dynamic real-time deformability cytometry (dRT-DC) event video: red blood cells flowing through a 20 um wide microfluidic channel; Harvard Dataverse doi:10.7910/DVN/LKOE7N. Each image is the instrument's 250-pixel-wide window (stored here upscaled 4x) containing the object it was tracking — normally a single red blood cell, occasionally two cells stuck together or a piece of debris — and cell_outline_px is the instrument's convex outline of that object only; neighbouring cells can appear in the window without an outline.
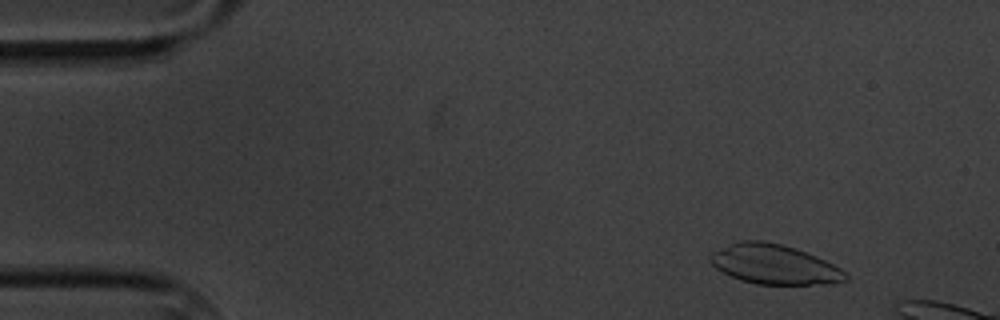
{"species": "common noctule bat (a hibernating species)", "species_latin": "Nyctalus noctula", "temperature_condition": "cold", "stored_images_in_passage": 4, "camera_frame_rate_fps": 3000, "um_per_image_px": 0.085, "animal": {"sex": "male", "body_mass_g": 20.1, "forearm_length_mm": 53.5}, "frame": {"image": 1, "passage_image": 2, "time_ms": 1.333, "image_size_px": [1000, 320], "cell_outline_px": [[848, 280], [832, 284], [756, 284], [740, 280], [716, 268], [708, 260], [708, 256], [712, 252], [736, 240], [764, 240], [796, 248], [816, 256], [840, 268], [848, 276]], "centroid_in_image_um": [65.79, 22.46], "position_along_channel_um": 19.2, "area_um2": 31.39}}